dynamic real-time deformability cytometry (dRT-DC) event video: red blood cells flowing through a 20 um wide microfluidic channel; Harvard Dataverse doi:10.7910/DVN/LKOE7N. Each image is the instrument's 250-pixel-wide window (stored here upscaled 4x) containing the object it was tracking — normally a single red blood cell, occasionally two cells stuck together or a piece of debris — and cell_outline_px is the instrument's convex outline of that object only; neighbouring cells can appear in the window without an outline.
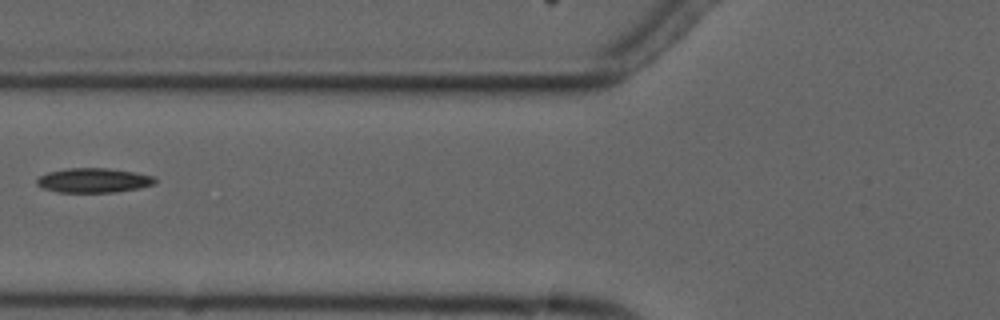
{"species": "common noctule bat (a hibernating species)", "species_latin": "Nyctalus noctula", "temperature_condition": "cold", "stored_images_in_passage": 6, "camera_frame_rate_fps": 3000, "um_per_image_px": 0.085, "animal": {"sex": "male", "forearm_length_mm": 52.5}, "frame": {"image": 1, "passage_image": 6, "time_ms": 6.667, "image_size_px": [1000, 320], "cell_outline_px": [[156, 184], [140, 188], [116, 192], [56, 192], [44, 188], [36, 184], [36, 180], [40, 176], [48, 172], [68, 168], [108, 168], [136, 172], [152, 176], [156, 180]], "centroid_in_image_um": [7.97, 15.33], "position_along_channel_um": 117.8, "area_um2": 16.94}}